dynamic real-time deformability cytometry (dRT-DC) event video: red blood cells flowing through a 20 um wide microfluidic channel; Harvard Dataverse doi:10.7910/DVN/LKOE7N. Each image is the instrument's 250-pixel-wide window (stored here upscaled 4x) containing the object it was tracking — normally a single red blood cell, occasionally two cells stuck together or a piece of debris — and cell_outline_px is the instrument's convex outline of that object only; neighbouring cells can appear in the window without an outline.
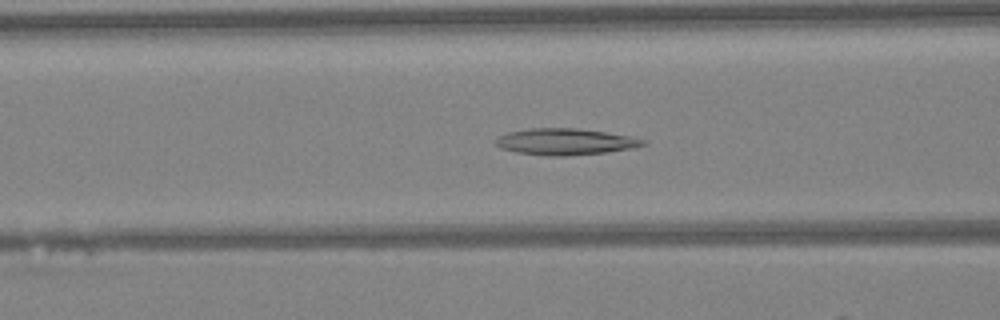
{"species": "Egyptian fruit bat (a non-hibernating species)", "species_latin": "Rousettus aegyptiacus", "temperature_condition": "warm", "stored_images_in_passage": 48, "camera_frame_rate_fps": 3000, "um_per_image_px": 0.085, "animal": {"sex": "female"}, "frame": {"image": 1, "passage_image": 19, "time_ms": 6.0, "image_size_px": [1000, 320], "cell_outline_px": [[644, 144], [632, 148], [608, 152], [564, 156], [552, 156], [516, 152], [500, 148], [496, 144], [496, 140], [500, 136], [508, 132], [528, 128], [576, 128], [604, 132], [628, 136], [644, 140]], "centroid_in_image_um": [48.0, 12.04], "position_along_channel_um": 118.6, "area_um2": 22.37}}
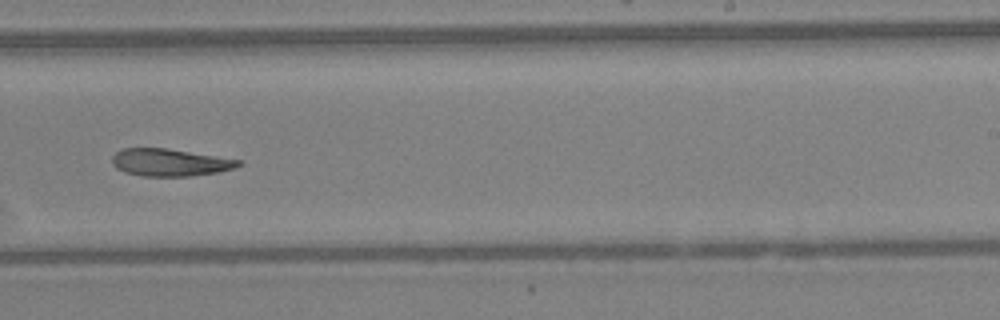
{"frame": {"image": 2, "passage_image": 30, "time_ms": 9.667, "image_size_px": [1000, 320], "cell_outline_px": [[244, 164], [236, 168], [220, 172], [188, 176], [140, 176], [124, 172], [116, 168], [112, 164], [112, 156], [116, 152], [124, 148], [168, 148], [244, 160]], "centroid_in_image_um": [14.5, 13.8], "position_along_channel_um": 274.5, "area_um2": 20.52}}
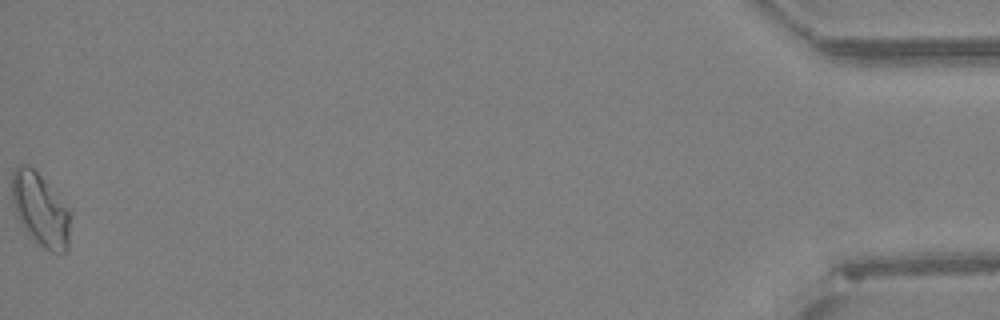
{"frame": {"image": 3, "passage_image": 48, "time_ms": 15.667, "image_size_px": [1000, 320], "cell_outline_px": [[72, 216], [68, 248], [64, 252], [52, 252], [44, 248], [24, 228], [16, 216], [12, 204], [12, 172], [20, 164], [28, 164], [40, 176]], "centroid_in_image_um": [3.42, 17.84], "position_along_channel_um": 431.8, "area_um2": 24.28}}